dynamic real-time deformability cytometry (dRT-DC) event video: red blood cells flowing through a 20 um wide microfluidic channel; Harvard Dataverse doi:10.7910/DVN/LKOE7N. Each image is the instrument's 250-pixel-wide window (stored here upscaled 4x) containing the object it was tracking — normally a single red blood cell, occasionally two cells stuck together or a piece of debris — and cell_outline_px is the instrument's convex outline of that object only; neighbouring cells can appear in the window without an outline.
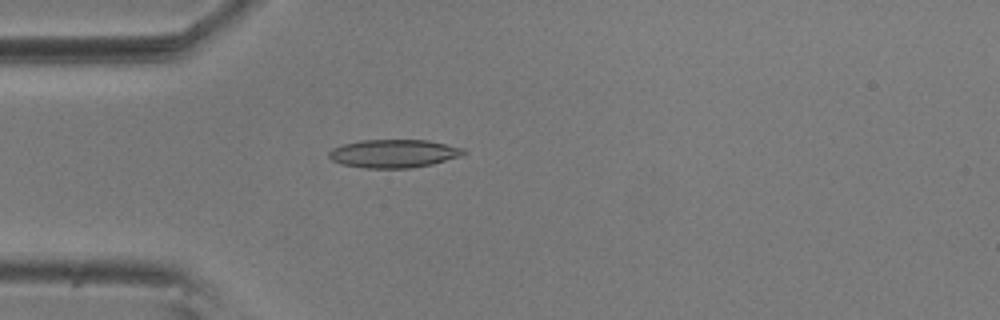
{"species": "common noctule bat (a hibernating species)", "species_latin": "Nyctalus noctula", "temperature_condition": "room temperature", "stored_images_in_passage": 55, "camera_frame_rate_fps": 3000, "um_per_image_px": 0.085, "animal": {"sex": "male", "body_mass_g": 20.5, "forearm_length_mm": 52.5}, "frame": {"image": 1, "passage_image": 15, "time_ms": 4.667, "image_size_px": [1000, 320], "cell_outline_px": [[468, 152], [460, 156], [432, 164], [412, 168], [364, 168], [344, 164], [332, 160], [328, 156], [328, 152], [332, 148], [344, 144], [360, 140], [428, 140], [464, 148]], "centroid_in_image_um": [33.48, 13.05], "position_along_channel_um": 51.5, "area_um2": 22.14}}
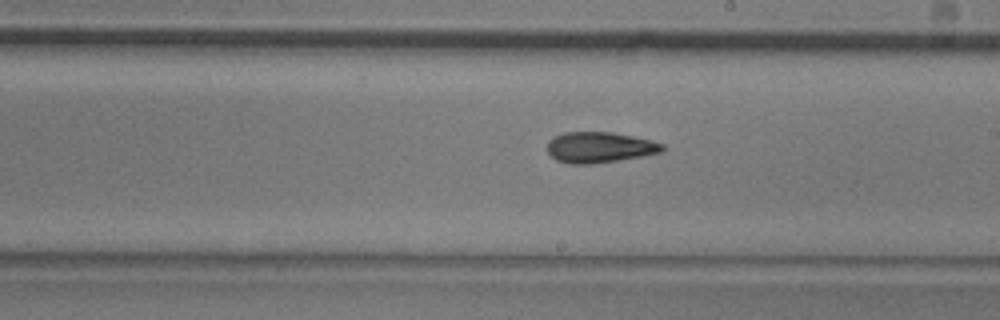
{"frame": {"image": 2, "passage_image": 31, "time_ms": 10.0, "image_size_px": [1000, 320], "cell_outline_px": [[664, 148], [660, 152], [644, 156], [620, 160], [592, 164], [568, 164], [556, 160], [548, 152], [548, 140], [564, 132], [612, 132], [652, 140], [664, 144]], "centroid_in_image_um": [50.97, 12.53], "position_along_channel_um": 238.0, "area_um2": 20.69}}
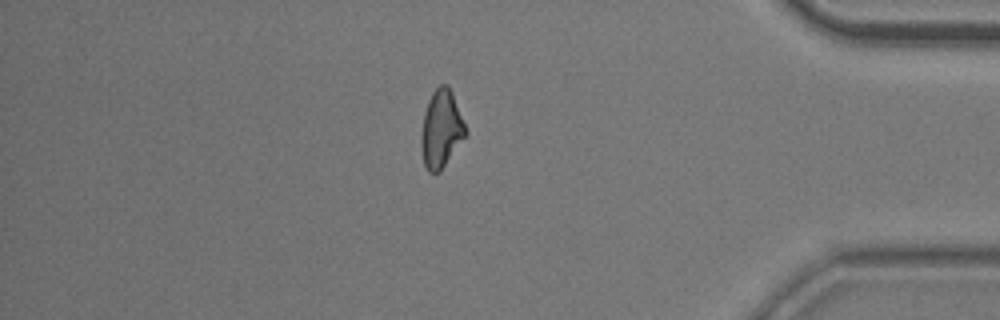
{"frame": {"image": 3, "passage_image": 47, "time_ms": 15.333, "image_size_px": [1000, 320], "cell_outline_px": [[468, 132], [440, 172], [428, 172], [424, 164], [420, 144], [420, 136], [424, 112], [428, 100], [432, 92], [440, 84], [448, 84], [452, 92]], "centroid_in_image_um": [37.49, 10.96], "position_along_channel_um": 397.7, "area_um2": 20.11}, "authors_computed_cell_mechanics": {"area_um2": 20.6346, "velocity_mm_per_s": 3.6336, "shape_relaxation_time_tau1_ms": 5.3372, "shape_relaxation_time_tau2_ms": 4.931, "deformation_change_tau1": 0.1683, "deformation_change_tau2": 0.1477}}